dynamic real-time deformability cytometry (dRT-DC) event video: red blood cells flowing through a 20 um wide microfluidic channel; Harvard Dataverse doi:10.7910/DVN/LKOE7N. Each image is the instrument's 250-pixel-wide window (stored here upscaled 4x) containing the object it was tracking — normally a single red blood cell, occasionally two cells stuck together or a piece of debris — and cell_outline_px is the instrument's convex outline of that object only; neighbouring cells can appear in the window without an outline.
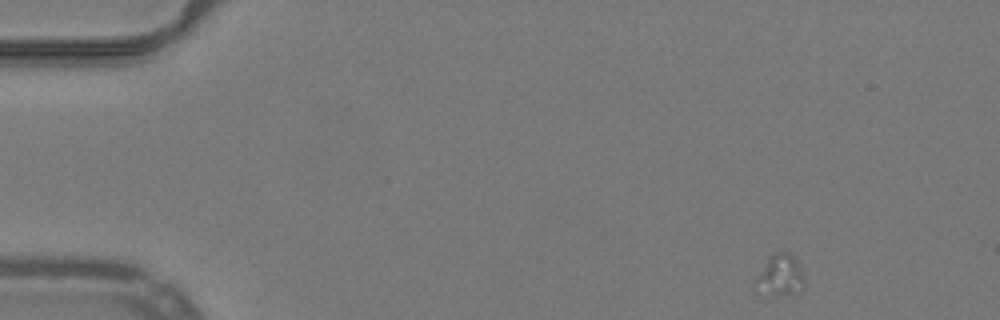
{"species": "common noctule bat (a hibernating species)", "species_latin": "Nyctalus noctula", "temperature_condition": "warm", "stored_images_in_passage": 13, "camera_frame_rate_fps": 3000, "um_per_image_px": 0.085, "animal": {"sex": "male", "body_mass_g": 19.2, "forearm_length_mm": 51.8}, "frame": {"image": 1, "passage_image": 1, "time_ms": 0.0, "image_size_px": [1000, 320], "cell_outline_px": [[804, 288], [800, 292], [792, 296], [752, 288], [752, 284], [768, 256], [776, 252], [788, 252], [796, 256], [804, 280]], "centroid_in_image_um": [66.33, 23.37], "position_along_channel_um": 18.7, "area_um2": 11.85}}